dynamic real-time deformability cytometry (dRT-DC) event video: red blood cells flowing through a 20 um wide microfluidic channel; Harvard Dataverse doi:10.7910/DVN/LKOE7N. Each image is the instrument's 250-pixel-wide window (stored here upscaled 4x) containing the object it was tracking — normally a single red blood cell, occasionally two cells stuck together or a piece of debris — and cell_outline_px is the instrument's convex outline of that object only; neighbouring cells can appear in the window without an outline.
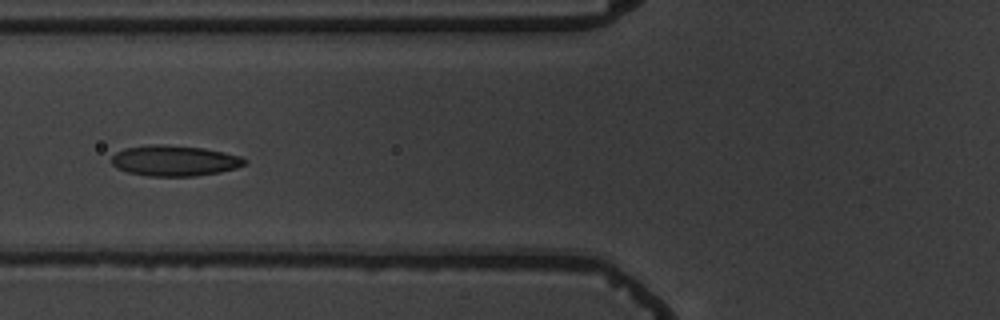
{"species": "common noctule bat (a hibernating species)", "species_latin": "Nyctalus noctula", "temperature_condition": "warm", "stored_images_in_passage": 8, "camera_frame_rate_fps": 3000, "um_per_image_px": 0.085, "animal": {"sex": "male", "body_mass_g": 19.5, "forearm_length_mm": 54.6}, "frame": {"image": 1, "passage_image": 7, "time_ms": 7.0, "image_size_px": [1000, 320], "cell_outline_px": [[248, 160], [244, 164], [236, 168], [220, 172], [196, 176], [148, 176], [128, 172], [116, 168], [112, 164], [112, 156], [116, 152], [124, 148], [156, 144], [160, 144], [204, 148], [224, 152], [240, 156]], "centroid_in_image_um": [14.83, 13.66], "position_along_channel_um": 111.0, "area_um2": 23.76}}
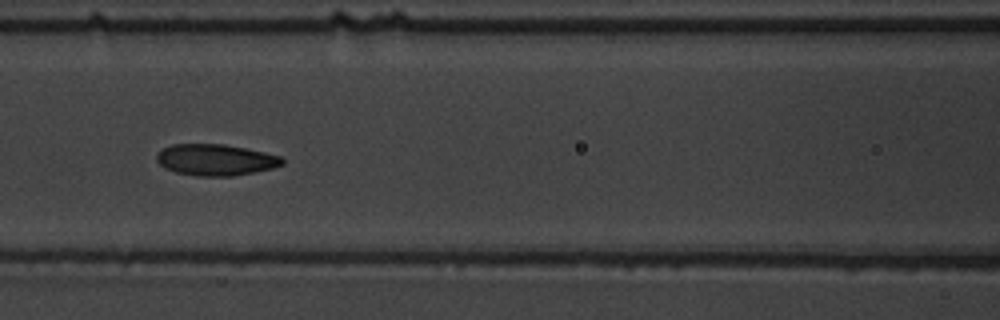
{"frame": {"image": 2, "passage_image": 8, "time_ms": 8.0, "image_size_px": [1000, 320], "cell_outline_px": [[284, 164], [272, 168], [256, 172], [232, 176], [196, 176], [176, 172], [164, 168], [156, 160], [156, 156], [164, 148], [172, 144], [224, 144], [264, 152], [280, 156], [284, 160]], "centroid_in_image_um": [18.33, 13.59], "position_along_channel_um": 148.3, "area_um2": 22.89}}